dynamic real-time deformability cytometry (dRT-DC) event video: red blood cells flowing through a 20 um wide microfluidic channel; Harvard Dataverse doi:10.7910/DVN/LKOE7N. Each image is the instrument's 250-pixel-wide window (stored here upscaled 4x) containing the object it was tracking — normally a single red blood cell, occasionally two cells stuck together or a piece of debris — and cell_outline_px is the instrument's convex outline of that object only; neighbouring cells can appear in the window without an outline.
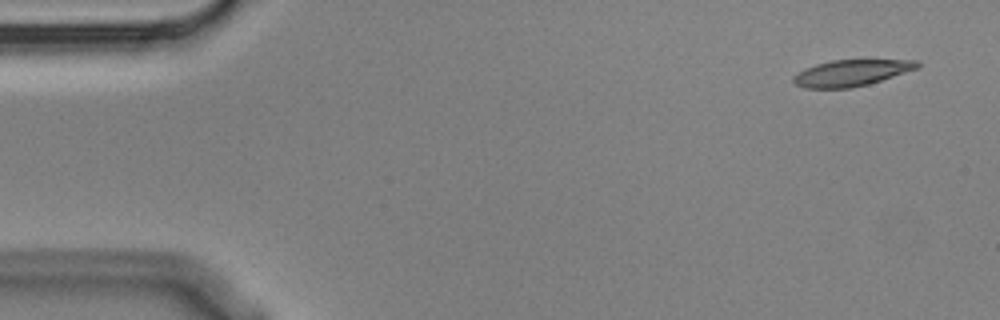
{"species": "Egyptian fruit bat (a non-hibernating species)", "species_latin": "Rousettus aegyptiacus", "temperature_condition": "cold", "stored_images_in_passage": 8, "camera_frame_rate_fps": 3000, "um_per_image_px": 0.085, "animal": {"sex": "male"}, "frame": {"image": 1, "passage_image": 1, "time_ms": 0.0, "image_size_px": [1000, 320], "cell_outline_px": [[920, 68], [868, 84], [852, 88], [804, 88], [796, 84], [792, 80], [792, 76], [804, 68], [816, 64], [832, 60], [916, 60], [920, 64]], "centroid_in_image_um": [72.35, 6.2], "position_along_channel_um": 12.7, "area_um2": 19.02}}
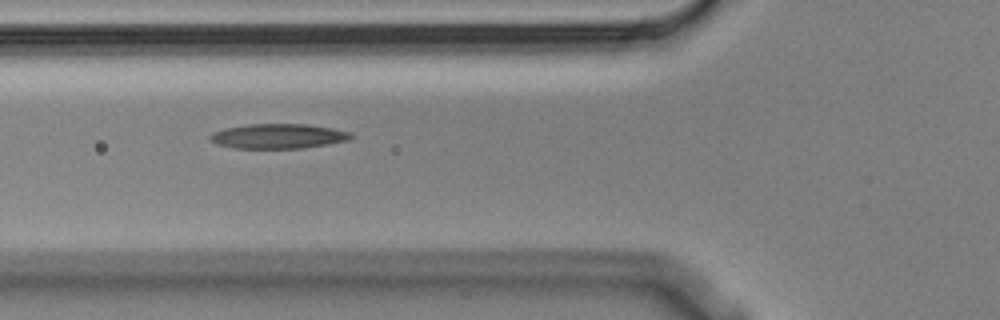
{"frame": {"image": 2, "passage_image": 6, "time_ms": 1.667, "image_size_px": [1000, 320], "cell_outline_px": [[352, 136], [348, 140], [328, 144], [304, 148], [232, 148], [216, 144], [208, 136], [212, 132], [228, 128], [248, 124], [308, 124], [332, 128], [352, 132]], "centroid_in_image_um": [23.66, 11.57], "position_along_channel_um": 102.1, "area_um2": 20.29}}
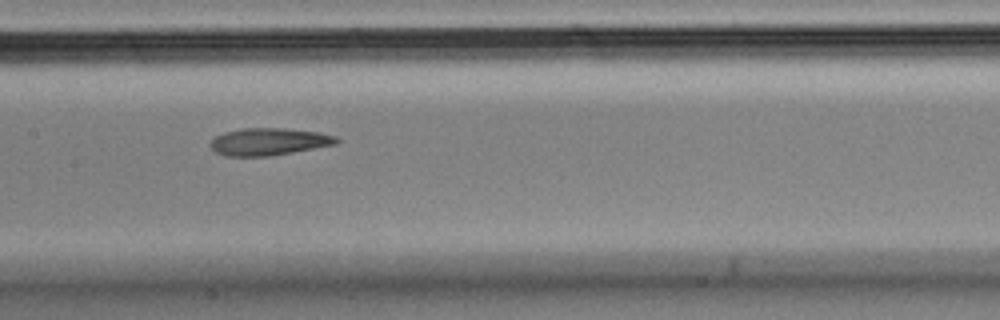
{"frame": {"image": 3, "passage_image": 8, "time_ms": 2.333, "image_size_px": [1000, 320], "cell_outline_px": [[340, 140], [336, 144], [292, 152], [268, 156], [224, 156], [216, 152], [208, 144], [216, 136], [224, 132], [244, 128], [284, 128], [320, 132], [336, 136]], "centroid_in_image_um": [22.85, 12.04], "position_along_channel_um": 184.6, "area_um2": 20.0}}